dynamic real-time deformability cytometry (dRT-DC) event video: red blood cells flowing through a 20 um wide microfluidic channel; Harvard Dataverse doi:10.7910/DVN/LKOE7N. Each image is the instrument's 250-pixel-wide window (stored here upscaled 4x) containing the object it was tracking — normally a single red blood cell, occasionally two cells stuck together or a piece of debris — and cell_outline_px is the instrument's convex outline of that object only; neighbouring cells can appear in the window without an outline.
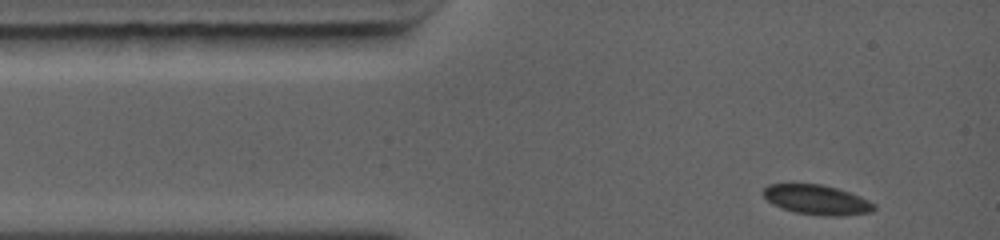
{"species": "common noctule bat (a hibernating species)", "species_latin": "Nyctalus noctula", "temperature_condition": "warm", "stored_images_in_passage": 30, "camera_frame_rate_fps": 5000, "um_per_image_px": 0.085, "animal": {"sex": "female", "body_mass_g": 19.0, "forearm_length_mm": 56.7}, "frame": {"image": 1, "passage_image": 1, "time_ms": 0.0, "image_size_px": [1000, 240], "cell_outline_px": [[876, 208], [872, 212], [840, 216], [820, 216], [796, 212], [772, 204], [764, 196], [764, 188], [768, 184], [820, 184], [836, 188], [860, 196], [876, 204]], "centroid_in_image_um": [69.46, 16.99], "position_along_channel_um": 15.5, "area_um2": 19.07}}
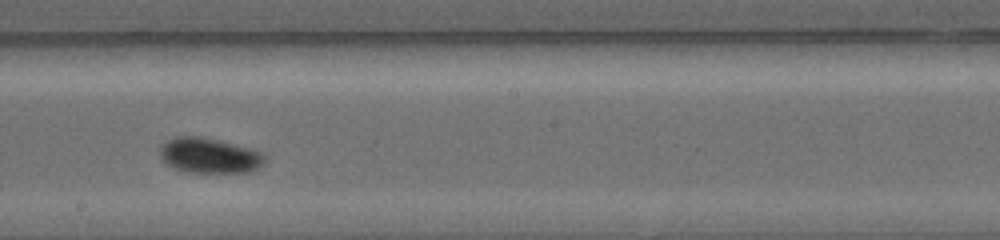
{"frame": {"image": 2, "passage_image": 18, "time_ms": 5.8, "image_size_px": [1000, 240], "cell_outline_px": [[268, 156], [264, 164], [248, 172], [184, 172], [168, 164], [160, 156], [160, 148], [168, 140], [176, 136], [200, 136], [220, 140], [264, 152]], "centroid_in_image_um": [17.85, 13.21], "position_along_channel_um": 230.4, "area_um2": 21.56}}
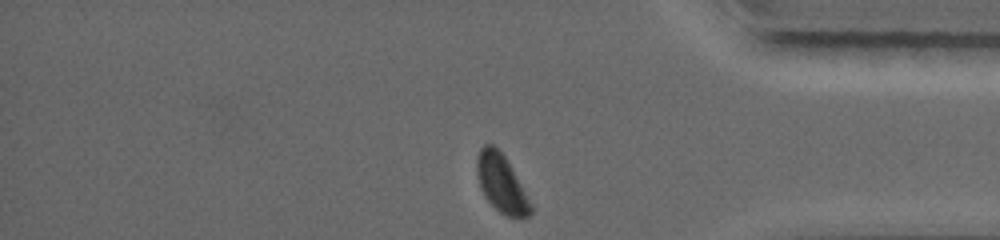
{"frame": {"image": 3, "passage_image": 30, "time_ms": 9.8, "image_size_px": [1000, 240], "cell_outline_px": [[532, 212], [528, 216], [508, 216], [500, 212], [488, 200], [480, 188], [476, 172], [476, 160], [480, 148], [484, 144], [492, 144], [504, 156], [532, 204]], "centroid_in_image_um": [42.59, 15.57], "position_along_channel_um": 392.6, "area_um2": 17.63}, "authors_computed_cell_mechanics": {"area_um2": 20.5768, "velocity_mm_per_s": 4.4422, "shape_relaxation_time_tau1_ms": 1.9272, "shape_relaxation_time_tau2_ms": null, "deformation_change_tau1": 0.0603, "deformation_change_tau2": null}}